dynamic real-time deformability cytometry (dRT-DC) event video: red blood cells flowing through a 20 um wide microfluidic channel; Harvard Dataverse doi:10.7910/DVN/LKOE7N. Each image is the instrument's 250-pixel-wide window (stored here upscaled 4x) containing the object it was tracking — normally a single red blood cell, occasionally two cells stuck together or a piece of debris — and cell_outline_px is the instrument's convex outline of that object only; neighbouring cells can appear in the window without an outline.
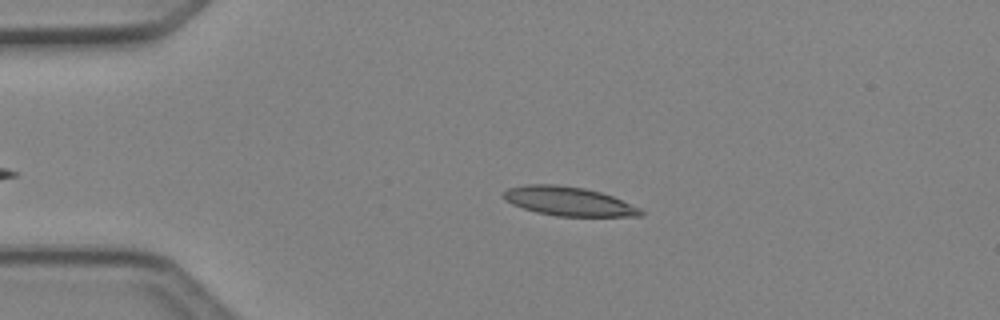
{"species": "Egyptian fruit bat (a non-hibernating species)", "species_latin": "Rousettus aegyptiacus", "temperature_condition": "cold", "stored_images_in_passage": 34, "camera_frame_rate_fps": 3000, "um_per_image_px": 0.085, "animal": {"sex": "female"}, "frame": {"image": 1, "passage_image": 2, "time_ms": 0.333, "image_size_px": [1000, 320], "cell_outline_px": [[644, 216], [556, 216], [536, 212], [512, 204], [504, 200], [504, 192], [508, 188], [524, 184], [556, 184], [584, 188], [600, 192], [612, 196], [640, 208], [644, 212]], "centroid_in_image_um": [48.32, 17.11], "position_along_channel_um": 36.7, "area_um2": 23.12}}
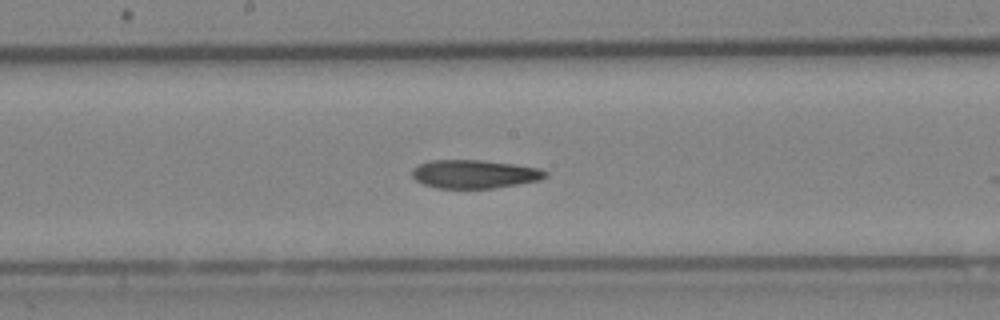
{"frame": {"image": 2, "passage_image": 17, "time_ms": 5.333, "image_size_px": [1000, 320], "cell_outline_px": [[548, 176], [540, 180], [492, 188], [436, 188], [424, 184], [416, 180], [412, 176], [412, 168], [428, 160], [480, 160], [512, 164], [536, 168], [548, 172]], "centroid_in_image_um": [40.29, 14.79], "position_along_channel_um": 207.9, "area_um2": 21.91}}
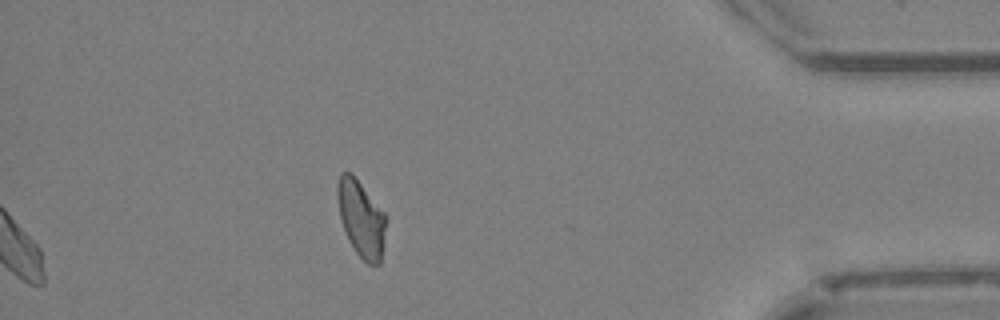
{"frame": {"image": 3, "passage_image": 34, "time_ms": 11.0, "image_size_px": [1000, 320], "cell_outline_px": [[388, 220], [384, 244], [380, 264], [368, 264], [356, 252], [348, 240], [340, 216], [336, 192], [336, 184], [340, 172], [352, 172], [388, 216]], "centroid_in_image_um": [30.72, 18.55], "position_along_channel_um": 404.5, "area_um2": 22.08}, "authors_computed_cell_mechanics": {"area_um2": 22.4264, "velocity_mm_per_s": 4.2213, "shape_relaxation_time_tau1_ms": null, "shape_relaxation_time_tau2_ms": 6.6204, "deformation_change_tau1": null, "deformation_change_tau2": 0.1657}}